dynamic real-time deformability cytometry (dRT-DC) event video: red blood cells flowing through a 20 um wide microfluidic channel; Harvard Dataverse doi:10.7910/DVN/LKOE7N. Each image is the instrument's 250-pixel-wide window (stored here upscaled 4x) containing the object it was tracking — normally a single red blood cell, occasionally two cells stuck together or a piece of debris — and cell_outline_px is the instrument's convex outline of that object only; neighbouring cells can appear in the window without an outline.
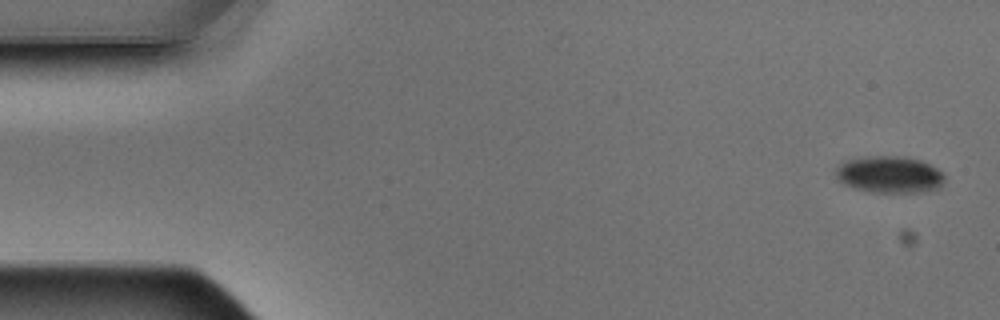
{"species": "Egyptian fruit bat (a non-hibernating species)", "species_latin": "Rousettus aegyptiacus", "temperature_condition": "warm", "stored_images_in_passage": 5, "camera_frame_rate_fps": 3000, "um_per_image_px": 0.085, "animal": {"sex": "male"}, "frame": {"image": 1, "passage_image": 1, "time_ms": 0.0, "image_size_px": [1000, 320], "cell_outline_px": [[944, 184], [940, 188], [924, 192], [868, 192], [844, 184], [836, 176], [836, 168], [844, 160], [868, 156], [900, 156], [920, 160], [944, 172]], "centroid_in_image_um": [75.63, 14.84], "position_along_channel_um": 9.4, "area_um2": 23.47}}
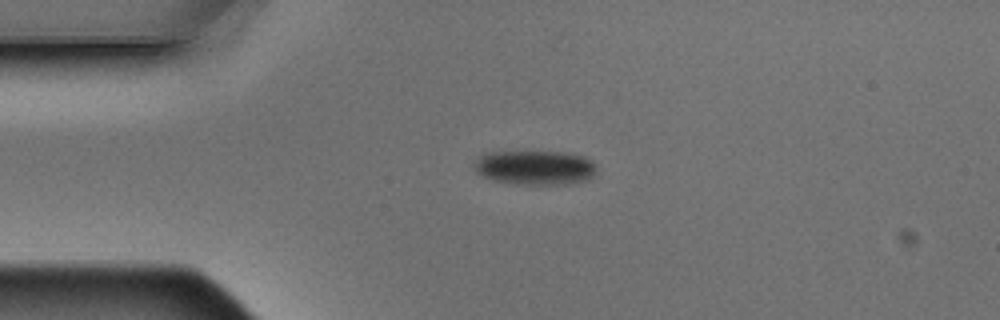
{"frame": {"image": 2, "passage_image": 4, "time_ms": 1.0, "image_size_px": [1000, 320], "cell_outline_px": [[596, 168], [592, 176], [588, 180], [572, 184], [520, 184], [496, 180], [484, 176], [476, 172], [472, 164], [484, 152], [560, 152], [584, 156], [592, 160], [596, 164]], "centroid_in_image_um": [45.5, 14.24], "position_along_channel_um": 39.5, "area_um2": 24.51}}